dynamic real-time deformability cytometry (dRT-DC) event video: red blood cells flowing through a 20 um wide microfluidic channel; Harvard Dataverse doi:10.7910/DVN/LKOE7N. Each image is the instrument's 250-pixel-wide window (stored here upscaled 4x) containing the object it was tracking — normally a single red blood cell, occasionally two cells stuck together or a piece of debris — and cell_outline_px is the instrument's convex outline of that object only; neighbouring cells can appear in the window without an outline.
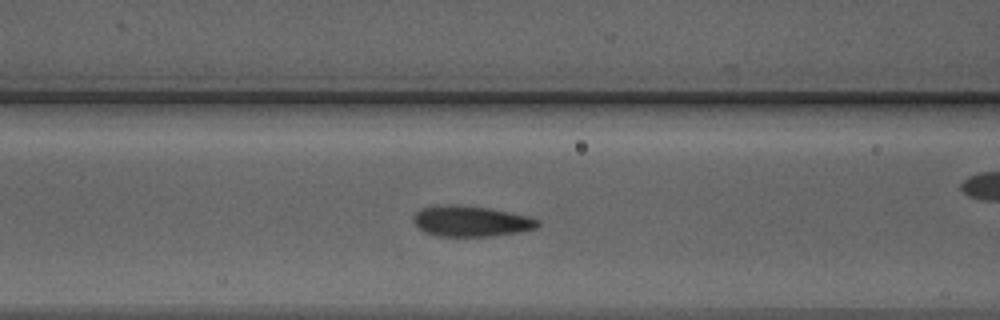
{"species": "Egyptian fruit bat (a non-hibernating species)", "species_latin": "Rousettus aegyptiacus", "temperature_condition": "warm", "stored_images_in_passage": 44, "camera_frame_rate_fps": 3000, "um_per_image_px": 0.085, "animal": {"sex": "male"}, "frame": {"image": 1, "passage_image": 15, "time_ms": 4.667, "image_size_px": [1000, 320], "cell_outline_px": [[540, 224], [536, 228], [520, 232], [492, 236], [440, 236], [424, 232], [412, 220], [412, 216], [420, 208], [440, 204], [456, 204], [488, 208], [528, 216], [540, 220]], "centroid_in_image_um": [40.01, 18.79], "position_along_channel_um": 126.6, "area_um2": 22.37}}
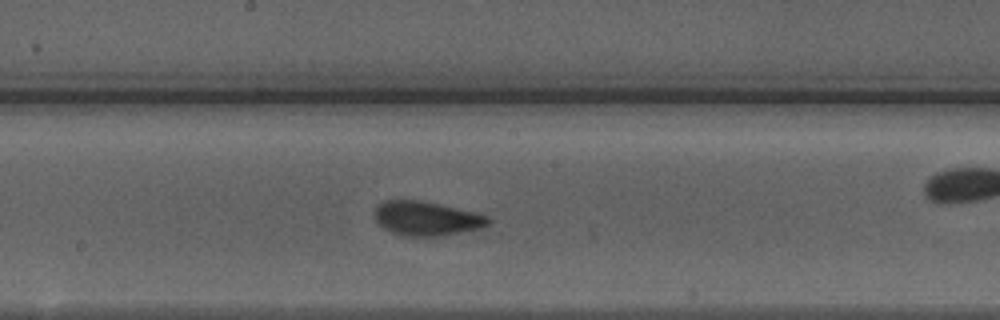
{"frame": {"image": 2, "passage_image": 21, "time_ms": 6.667, "image_size_px": [1000, 320], "cell_outline_px": [[492, 220], [484, 228], [444, 236], [404, 236], [392, 232], [384, 228], [376, 220], [376, 204], [384, 200], [416, 200], [436, 204], [472, 212], [488, 216]], "centroid_in_image_um": [36.27, 18.59], "position_along_channel_um": 211.9, "area_um2": 22.48}}
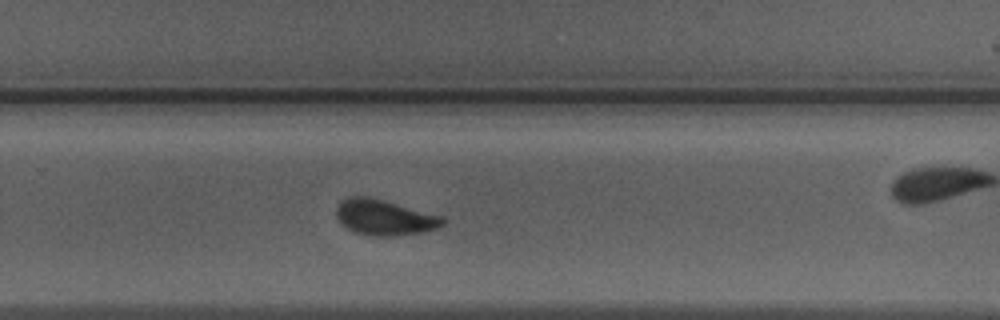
{"frame": {"image": 3, "passage_image": 27, "time_ms": 8.667, "image_size_px": [1000, 320], "cell_outline_px": [[448, 220], [444, 224], [436, 228], [424, 232], [392, 236], [376, 236], [356, 232], [348, 228], [336, 216], [336, 208], [340, 200], [348, 196], [368, 196], [384, 200], [444, 216]], "centroid_in_image_um": [32.71, 18.46], "position_along_channel_um": 297.1, "area_um2": 22.14}, "authors_computed_cell_mechanics": {"area_um2": 21.7906, "velocity_mm_per_s": 4.2809, "shape_relaxation_time_tau1_ms": 2.6627, "shape_relaxation_time_tau2_ms": null, "deformation_change_tau1": 0.1319, "deformation_change_tau2": null}}